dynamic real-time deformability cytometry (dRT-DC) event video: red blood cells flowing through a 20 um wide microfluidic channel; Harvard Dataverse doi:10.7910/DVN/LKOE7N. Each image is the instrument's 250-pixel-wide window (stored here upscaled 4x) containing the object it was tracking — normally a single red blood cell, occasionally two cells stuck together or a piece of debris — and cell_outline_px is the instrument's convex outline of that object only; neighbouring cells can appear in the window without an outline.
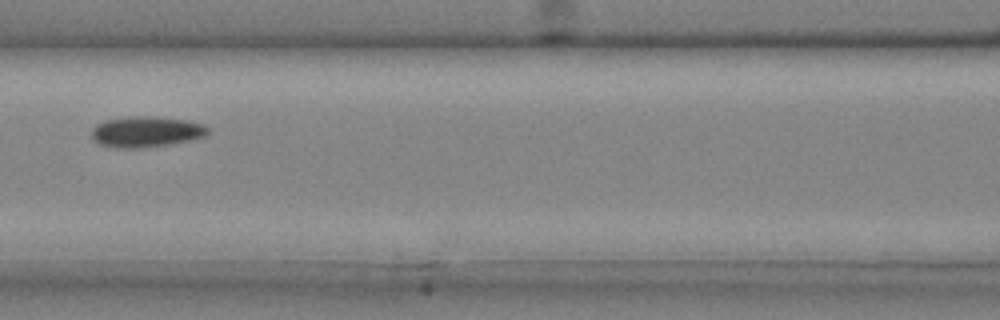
{"species": "common noctule bat (a hibernating species)", "species_latin": "Nyctalus noctula", "temperature_condition": "cold", "stored_images_in_passage": 8, "segment_of_instrument_passage": [1, 2], "camera_frame_rate_fps": 3000, "um_per_image_px": 0.085, "animal": {"sex": "male", "body_mass_g": 20.4}, "frame": {"image": 1, "passage_image": 6, "time_ms": 1.667, "image_size_px": [1000, 320], "cell_outline_px": [[208, 132], [204, 136], [188, 140], [168, 144], [140, 148], [116, 148], [100, 144], [92, 136], [92, 128], [96, 124], [108, 120], [132, 116], [156, 116], [188, 120], [204, 124], [208, 128]], "centroid_in_image_um": [12.43, 11.19], "position_along_channel_um": 154.2, "area_um2": 20.69}}